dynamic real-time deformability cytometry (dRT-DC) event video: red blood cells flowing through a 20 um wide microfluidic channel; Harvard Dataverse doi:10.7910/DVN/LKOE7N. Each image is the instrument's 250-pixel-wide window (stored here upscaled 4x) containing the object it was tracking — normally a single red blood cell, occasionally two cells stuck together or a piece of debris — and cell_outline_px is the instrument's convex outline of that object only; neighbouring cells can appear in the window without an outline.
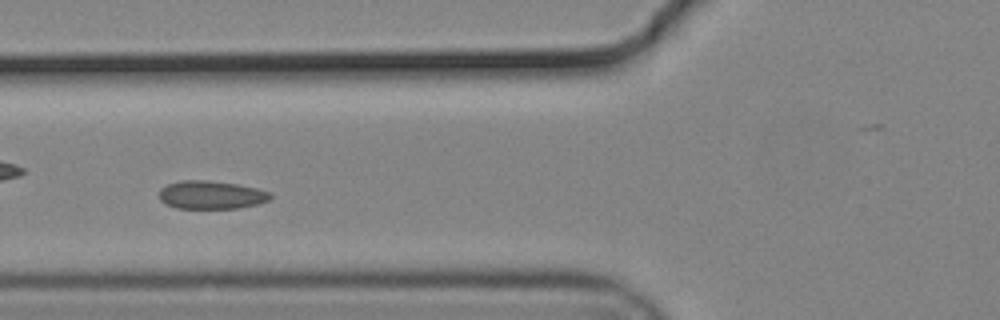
{"species": "common noctule bat (a hibernating species)", "species_latin": "Nyctalus noctula", "temperature_condition": "cold", "stored_images_in_passage": 58, "camera_frame_rate_fps": 3000, "um_per_image_px": 0.085, "animal": {"sex": "male", "body_mass_g": 19.2, "forearm_length_mm": 51.8}, "frame": {"image": 1, "passage_image": 24, "time_ms": 7.667, "image_size_px": [1000, 320], "cell_outline_px": [[272, 196], [268, 200], [256, 204], [240, 208], [176, 208], [164, 204], [160, 200], [160, 188], [168, 184], [180, 180], [204, 180], [236, 184], [256, 188], [272, 192]], "centroid_in_image_um": [17.93, 16.57], "position_along_channel_um": 107.9, "area_um2": 18.26}}
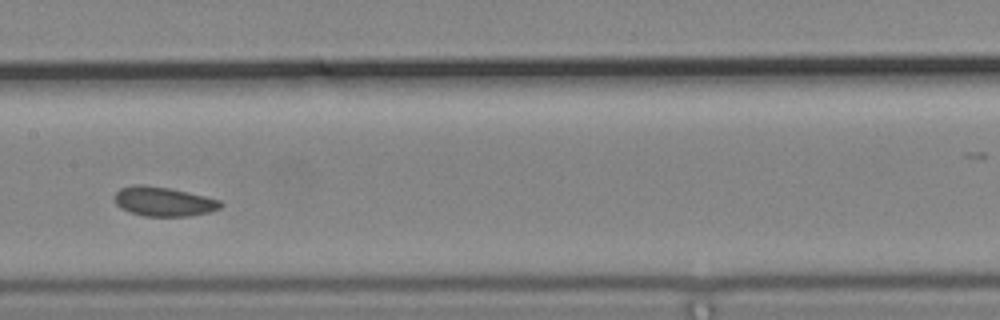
{"frame": {"image": 2, "passage_image": 31, "time_ms": 10.0, "image_size_px": [1000, 320], "cell_outline_px": [[224, 204], [220, 208], [208, 212], [188, 216], [144, 216], [120, 208], [116, 204], [116, 192], [120, 188], [132, 184], [144, 184], [168, 188], [204, 196], [220, 200]], "centroid_in_image_um": [13.89, 17.12], "position_along_channel_um": 193.5, "area_um2": 17.98}}
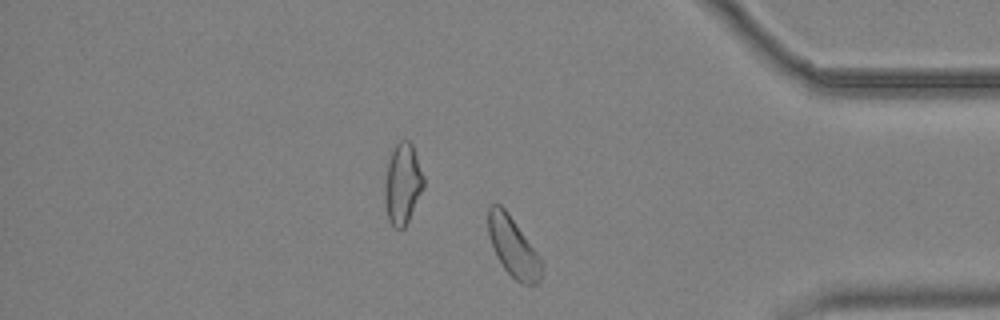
{"frame": {"image": 3, "passage_image": 49, "time_ms": 16.0, "image_size_px": [1000, 320], "cell_outline_px": [[544, 264], [540, 280], [536, 284], [520, 284], [504, 268], [496, 256], [488, 232], [488, 208], [492, 204], [500, 204], [508, 212], [540, 256]], "centroid_in_image_um": [43.64, 21.0], "position_along_channel_um": 391.6, "area_um2": 18.61}}